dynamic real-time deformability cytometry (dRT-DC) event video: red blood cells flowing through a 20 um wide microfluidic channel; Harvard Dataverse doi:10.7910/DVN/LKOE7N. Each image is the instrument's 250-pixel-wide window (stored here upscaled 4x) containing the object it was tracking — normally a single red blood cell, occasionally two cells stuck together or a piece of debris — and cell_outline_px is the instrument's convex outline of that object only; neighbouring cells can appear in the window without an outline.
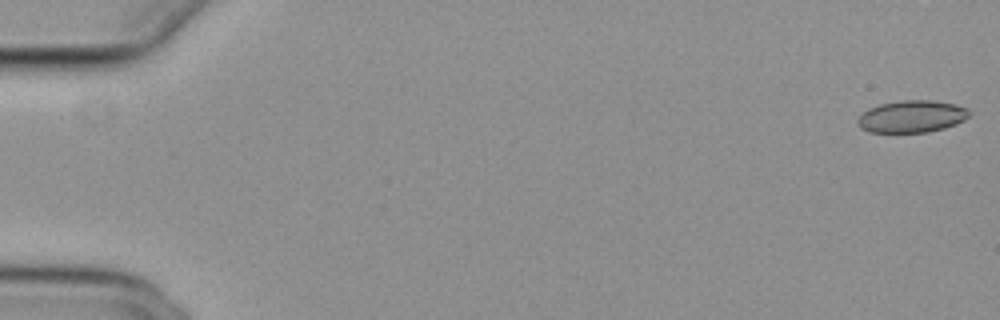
{"species": "common noctule bat (a hibernating species)", "species_latin": "Nyctalus noctula", "temperature_condition": "cold", "stored_images_in_passage": 18, "camera_frame_rate_fps": 3000, "um_per_image_px": 0.085, "animal": {"sex": "female", "body_mass_g": 29.2, "forearm_length_mm": 56.3}, "frame": {"image": 1, "passage_image": 1, "time_ms": 0.0, "image_size_px": [1000, 320], "cell_outline_px": [[972, 112], [964, 120], [956, 124], [944, 128], [928, 132], [868, 132], [860, 128], [856, 124], [856, 120], [868, 108], [880, 104], [904, 100], [932, 100], [956, 104], [968, 108]], "centroid_in_image_um": [77.51, 9.9], "position_along_channel_um": 7.5, "area_um2": 21.04}}
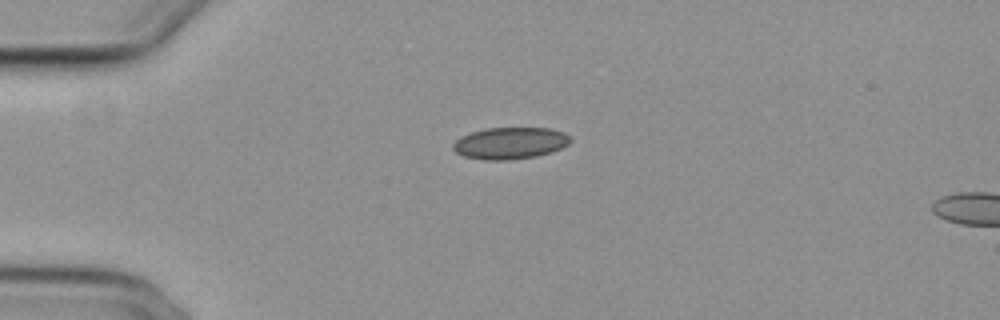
{"frame": {"image": 2, "passage_image": 14, "time_ms": 4.333, "image_size_px": [1000, 320], "cell_outline_px": [[572, 140], [568, 144], [552, 152], [536, 156], [508, 160], [484, 160], [464, 156], [456, 152], [452, 148], [452, 144], [460, 136], [484, 128], [548, 128], [564, 132], [572, 136]], "centroid_in_image_um": [43.36, 12.16], "position_along_channel_um": 41.6, "area_um2": 21.85}}